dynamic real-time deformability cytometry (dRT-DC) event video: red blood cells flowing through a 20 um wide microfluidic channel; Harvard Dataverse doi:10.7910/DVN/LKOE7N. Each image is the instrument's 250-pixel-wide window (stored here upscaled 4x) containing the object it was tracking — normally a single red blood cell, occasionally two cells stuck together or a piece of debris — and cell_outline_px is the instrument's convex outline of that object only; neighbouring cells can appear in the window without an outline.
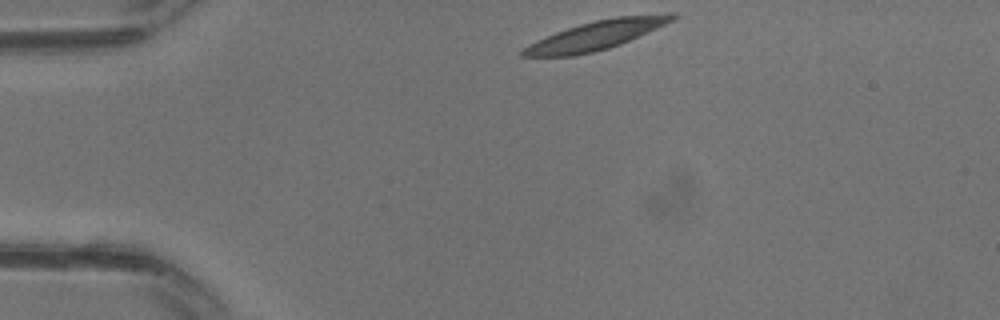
{"species": "common noctule bat (a hibernating species)", "species_latin": "Nyctalus noctula", "temperature_condition": "warm", "stored_images_in_passage": 14, "camera_frame_rate_fps": 3000, "um_per_image_px": 0.085, "animal": {"sex": "male", "body_mass_g": 13.3}, "frame": {"image": 1, "passage_image": 1, "time_ms": 0.0, "image_size_px": [1000, 320], "cell_outline_px": [[680, 16], [656, 28], [620, 44], [608, 48], [592, 52], [572, 56], [520, 56], [520, 52], [528, 44], [536, 40], [556, 32], [580, 24], [596, 20], [616, 16], [668, 12], [676, 12]], "centroid_in_image_um": [50.71, 2.97], "position_along_channel_um": 34.3, "area_um2": 25.03}}
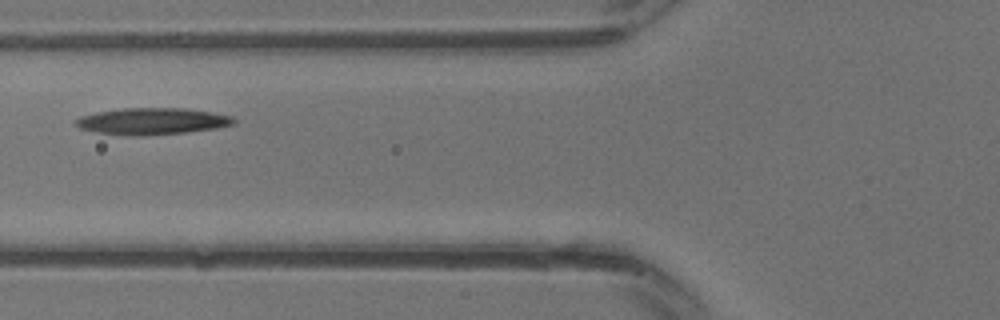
{"frame": {"image": 2, "passage_image": 7, "time_ms": 2.0, "image_size_px": [1000, 320], "cell_outline_px": [[236, 124], [216, 128], [188, 132], [144, 136], [128, 136], [96, 132], [80, 128], [76, 124], [76, 120], [80, 116], [96, 112], [120, 108], [184, 108], [212, 112], [232, 116], [236, 120]], "centroid_in_image_um": [12.95, 10.31], "position_along_channel_um": 112.8, "area_um2": 24.74}}
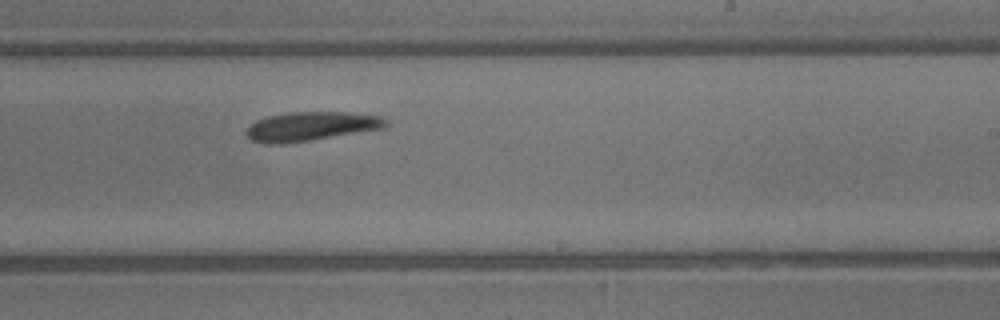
{"frame": {"image": 3, "passage_image": 14, "time_ms": 4.333, "image_size_px": [1000, 320], "cell_outline_px": [[388, 124], [384, 128], [308, 140], [280, 144], [268, 144], [252, 140], [244, 132], [256, 120], [268, 116], [288, 112], [344, 112], [384, 116], [388, 120]], "centroid_in_image_um": [26.45, 10.72], "position_along_channel_um": 262.5, "area_um2": 23.41}}